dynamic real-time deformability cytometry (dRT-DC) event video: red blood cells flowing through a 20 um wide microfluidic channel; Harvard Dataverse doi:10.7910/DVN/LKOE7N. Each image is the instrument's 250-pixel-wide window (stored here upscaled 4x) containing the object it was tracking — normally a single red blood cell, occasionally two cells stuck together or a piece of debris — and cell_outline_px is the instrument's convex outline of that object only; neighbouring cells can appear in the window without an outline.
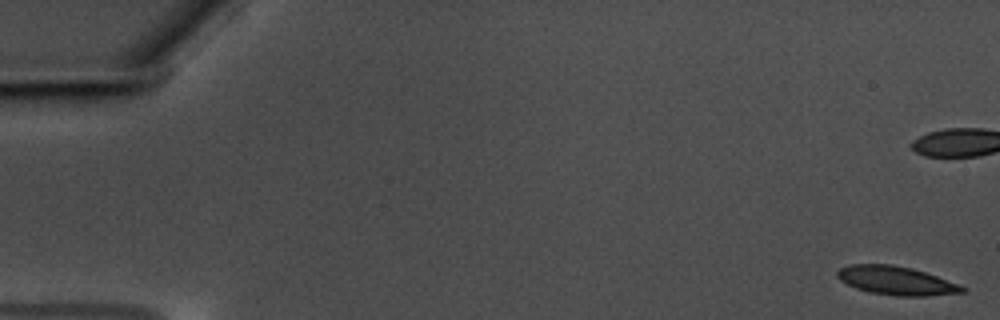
{"species": "common noctule bat (a hibernating species)", "species_latin": "Nyctalus noctula", "temperature_condition": "warm", "stored_images_in_passage": 12, "camera_frame_rate_fps": 3000, "um_per_image_px": 0.085, "animal": {"sex": "male", "body_mass_g": 17.5, "forearm_length_mm": 52.3}, "frame": {"image": 1, "passage_image": 1, "time_ms": 0.0, "image_size_px": [1000, 320], "cell_outline_px": [[968, 288], [964, 292], [924, 296], [896, 296], [868, 292], [856, 288], [840, 280], [836, 276], [836, 272], [840, 268], [848, 264], [892, 264], [912, 268], [960, 284]], "centroid_in_image_um": [76.17, 23.85], "position_along_channel_um": 8.8, "area_um2": 20.92}}